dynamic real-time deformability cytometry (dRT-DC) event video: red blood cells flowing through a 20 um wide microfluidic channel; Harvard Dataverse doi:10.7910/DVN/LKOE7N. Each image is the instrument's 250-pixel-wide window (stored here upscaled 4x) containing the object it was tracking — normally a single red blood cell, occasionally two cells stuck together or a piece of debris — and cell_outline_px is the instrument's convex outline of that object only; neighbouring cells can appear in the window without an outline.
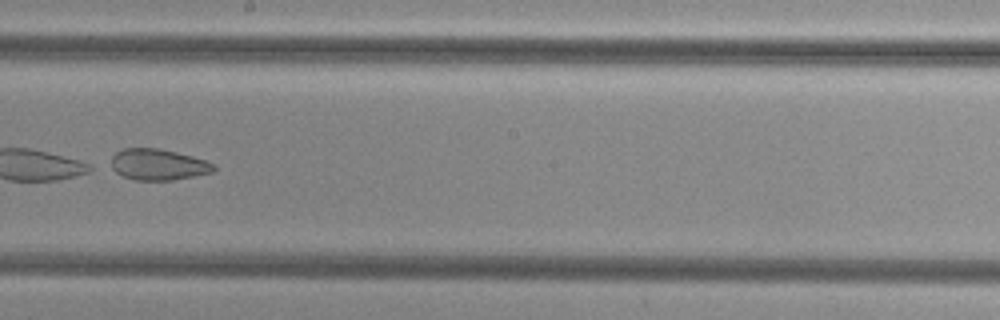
{"species": "common noctule bat (a hibernating species)", "species_latin": "Nyctalus noctula", "temperature_condition": "cold", "stored_images_in_passage": 33, "camera_frame_rate_fps": 3000, "um_per_image_px": 0.085, "animal": {"sex": "female", "body_mass_g": 29.2, "forearm_length_mm": 56.3}, "frame": {"image": 1, "passage_image": 28, "time_ms": 9.0, "image_size_px": [1000, 320], "cell_outline_px": [[216, 168], [212, 172], [172, 180], [132, 180], [108, 168], [112, 156], [116, 152], [124, 148], [160, 148], [192, 156], [216, 164]], "centroid_in_image_um": [13.39, 13.98], "position_along_channel_um": 234.8, "area_um2": 18.79}}